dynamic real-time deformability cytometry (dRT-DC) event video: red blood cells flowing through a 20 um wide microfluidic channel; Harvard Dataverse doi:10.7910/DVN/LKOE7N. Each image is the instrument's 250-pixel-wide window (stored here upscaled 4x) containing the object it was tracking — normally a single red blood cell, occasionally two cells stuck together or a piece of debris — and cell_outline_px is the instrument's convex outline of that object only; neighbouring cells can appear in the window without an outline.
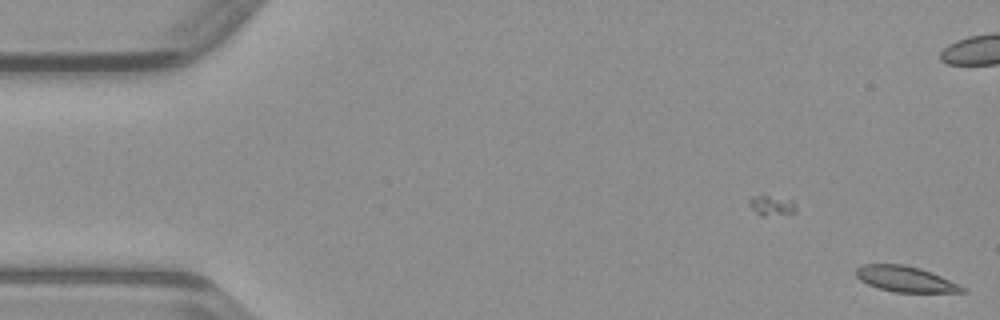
{"species": "common noctule bat (a hibernating species)", "species_latin": "Nyctalus noctula", "temperature_condition": "warm", "stored_images_in_passage": 4, "camera_frame_rate_fps": 3000, "um_per_image_px": 0.085, "animal": {"sex": "male", "body_mass_g": 23.1, "forearm_length_mm": 52.7}, "frame": {"image": 1, "passage_image": 4, "time_ms": 1.0, "image_size_px": [1000, 320], "cell_outline_px": [[968, 292], [896, 292], [880, 288], [868, 284], [860, 280], [856, 276], [856, 268], [864, 264], [904, 264], [920, 268], [932, 272], [960, 284], [968, 288]], "centroid_in_image_um": [77.02, 23.71], "position_along_channel_um": 8.0, "area_um2": 15.95}}